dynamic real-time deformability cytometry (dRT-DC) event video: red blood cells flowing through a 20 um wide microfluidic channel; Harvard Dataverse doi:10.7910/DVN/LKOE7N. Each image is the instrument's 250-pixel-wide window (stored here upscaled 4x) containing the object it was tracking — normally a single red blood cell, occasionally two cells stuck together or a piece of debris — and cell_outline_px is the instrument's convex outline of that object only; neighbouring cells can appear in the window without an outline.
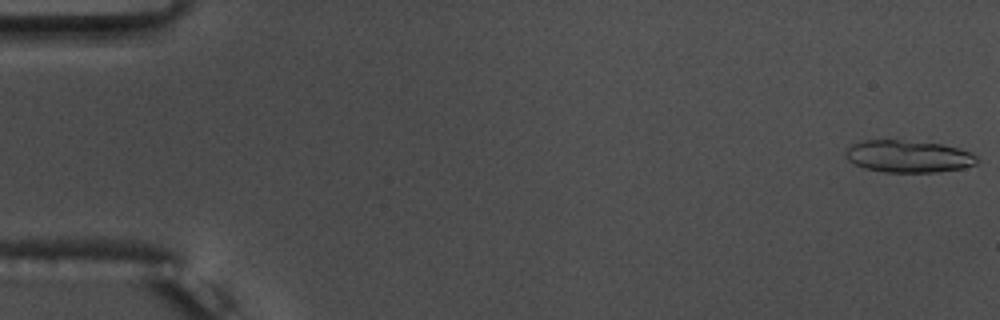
{"species": "common noctule bat (a hibernating species)", "species_latin": "Nyctalus noctula", "temperature_condition": "warm", "stored_images_in_passage": 55, "camera_frame_rate_fps": 3000, "um_per_image_px": 0.085, "animal": {"sex": "male", "body_mass_g": 17.5, "forearm_length_mm": 52.3}, "frame": {"image": 1, "passage_image": 1, "time_ms": 0.0, "image_size_px": [1000, 320], "cell_outline_px": [[980, 160], [976, 164], [964, 168], [936, 172], [884, 172], [864, 168], [848, 160], [844, 156], [844, 152], [852, 144], [860, 140], [900, 140], [940, 144], [960, 148], [972, 152]], "centroid_in_image_um": [77.22, 13.29], "position_along_channel_um": 7.8, "area_um2": 24.8}}
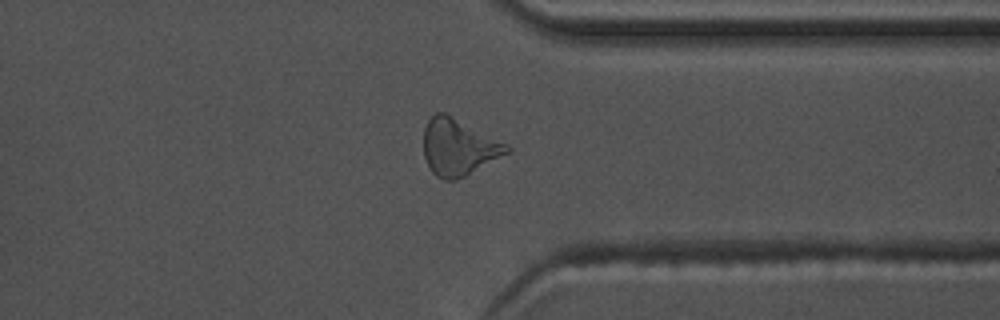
{"frame": {"image": 2, "passage_image": 43, "time_ms": 14.0, "image_size_px": [1000, 320], "cell_outline_px": [[512, 152], [456, 180], [444, 180], [436, 176], [432, 172], [424, 156], [424, 128], [428, 120], [436, 112], [444, 112], [508, 144], [512, 148]], "centroid_in_image_um": [39.0, 12.52], "position_along_channel_um": 372.4, "area_um2": 27.4}, "authors_computed_cell_mechanics": {"area_um2": 24.7962, "velocity_mm_per_s": 3.7264, "shape_relaxation_time_tau1_ms": null, "shape_relaxation_time_tau2_ms": 1.5487, "deformation_change_tau1": null, "deformation_change_tau2": 0.12}}